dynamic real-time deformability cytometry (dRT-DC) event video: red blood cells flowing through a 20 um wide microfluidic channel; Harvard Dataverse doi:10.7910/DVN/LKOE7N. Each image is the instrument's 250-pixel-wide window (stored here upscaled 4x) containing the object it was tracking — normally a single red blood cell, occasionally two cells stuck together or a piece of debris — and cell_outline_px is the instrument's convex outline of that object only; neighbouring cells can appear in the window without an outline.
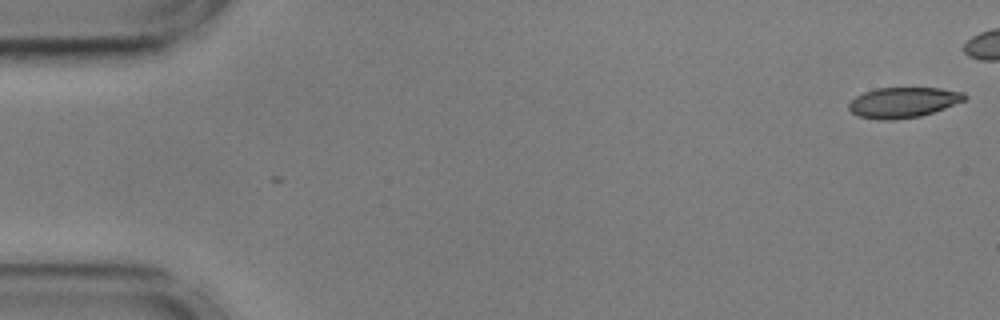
{"species": "common noctule bat (a hibernating species)", "species_latin": "Nyctalus noctula", "temperature_condition": "cold", "stored_images_in_passage": 15, "camera_frame_rate_fps": 3000, "um_per_image_px": 0.085, "animal": {"sex": "male", "body_mass_g": 17.9, "forearm_length_mm": 54.2}, "frame": {"image": 1, "passage_image": 1, "time_ms": 0.0, "image_size_px": [1000, 320], "cell_outline_px": [[968, 96], [964, 100], [944, 108], [920, 116], [892, 120], [876, 120], [860, 116], [852, 112], [848, 108], [848, 104], [856, 96], [864, 92], [876, 88], [940, 88], [964, 92]], "centroid_in_image_um": [76.76, 8.7], "position_along_channel_um": 8.2, "area_um2": 20.4}}